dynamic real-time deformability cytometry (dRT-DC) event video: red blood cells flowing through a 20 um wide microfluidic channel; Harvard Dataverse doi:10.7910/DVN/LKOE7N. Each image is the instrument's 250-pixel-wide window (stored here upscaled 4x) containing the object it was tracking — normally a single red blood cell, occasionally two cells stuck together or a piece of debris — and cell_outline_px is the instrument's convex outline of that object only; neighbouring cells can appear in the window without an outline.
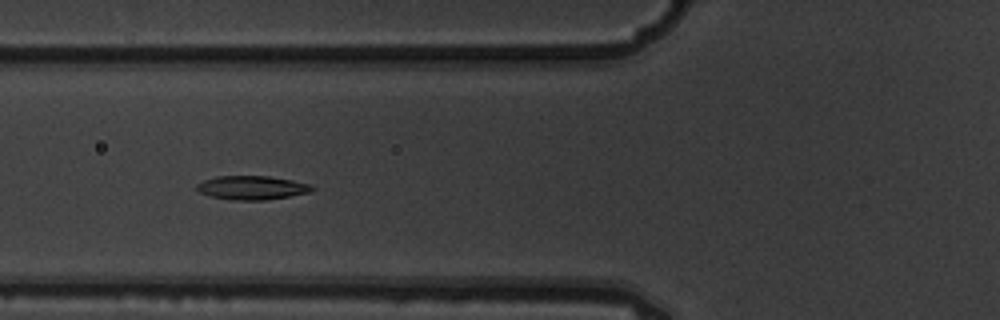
{"species": "common noctule bat (a hibernating species)", "species_latin": "Nyctalus noctula", "temperature_condition": "warm", "stored_images_in_passage": 10, "camera_frame_rate_fps": 3000, "um_per_image_px": 0.085, "animal": {"sex": "male", "body_mass_g": 19.5, "forearm_length_mm": 54.6}, "frame": {"image": 1, "passage_image": 6, "time_ms": 1.667, "image_size_px": [1000, 320], "cell_outline_px": [[316, 188], [312, 192], [264, 200], [232, 200], [212, 196], [200, 192], [192, 188], [196, 184], [204, 180], [216, 176], [268, 176], [292, 180], [312, 184]], "centroid_in_image_um": [21.42, 15.95], "position_along_channel_um": 104.4, "area_um2": 16.13}}
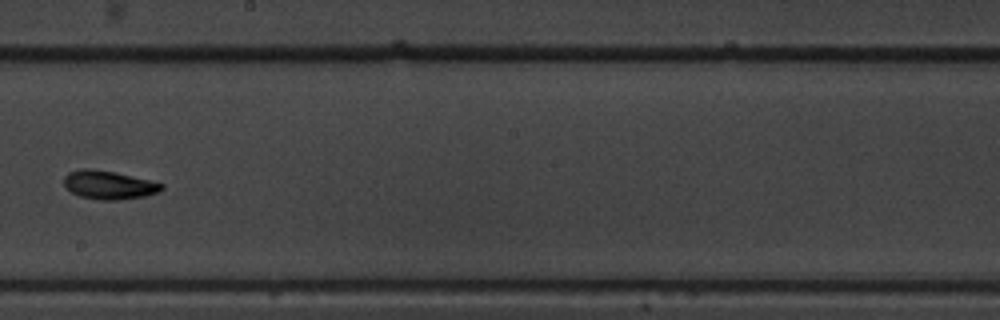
{"frame": {"image": 2, "passage_image": 9, "time_ms": 2.667, "image_size_px": [1000, 320], "cell_outline_px": [[164, 188], [160, 192], [144, 196], [120, 200], [100, 200], [80, 196], [72, 192], [64, 184], [64, 176], [68, 172], [84, 168], [88, 168], [116, 172], [164, 184]], "centroid_in_image_um": [9.26, 15.72], "position_along_channel_um": 238.9, "area_um2": 16.18}}
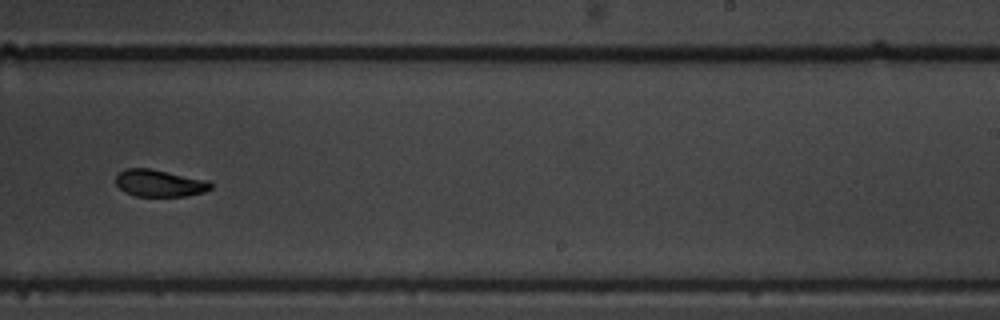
{"frame": {"image": 3, "passage_image": 10, "time_ms": 3.0, "image_size_px": [1000, 320], "cell_outline_px": [[212, 188], [204, 192], [188, 196], [136, 196], [124, 192], [116, 184], [116, 172], [124, 168], [148, 168], [208, 180], [212, 184]], "centroid_in_image_um": [13.53, 15.57], "position_along_channel_um": 275.5, "area_um2": 15.09}}